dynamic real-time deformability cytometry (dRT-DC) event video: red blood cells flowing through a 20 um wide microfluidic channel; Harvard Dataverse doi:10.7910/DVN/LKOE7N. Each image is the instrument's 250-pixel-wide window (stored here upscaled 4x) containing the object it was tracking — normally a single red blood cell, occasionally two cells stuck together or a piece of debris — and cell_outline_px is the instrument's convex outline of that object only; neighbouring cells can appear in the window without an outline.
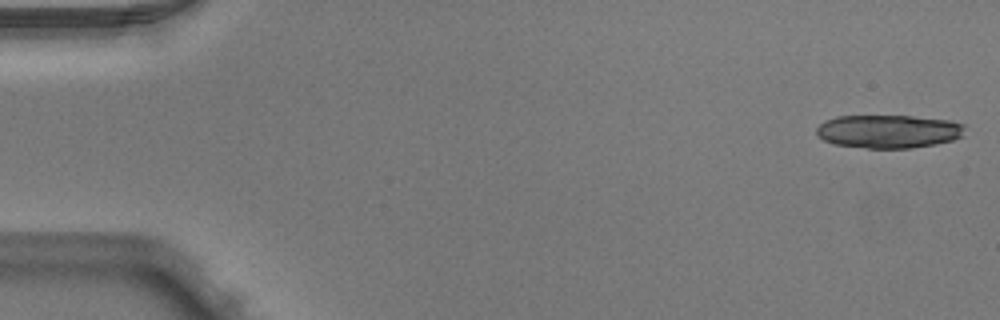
{"species": "Egyptian fruit bat (a non-hibernating species)", "species_latin": "Rousettus aegyptiacus", "temperature_condition": "warm", "stored_images_in_passage": 4, "camera_frame_rate_fps": 3000, "um_per_image_px": 0.085, "animal": {"sex": "male"}, "frame": {"image": 1, "passage_image": 1, "time_ms": 0.0, "image_size_px": [1000, 320], "cell_outline_px": [[964, 136], [952, 140], [936, 144], [912, 148], [868, 148], [836, 144], [824, 140], [816, 136], [816, 128], [824, 120], [836, 116], [912, 116], [952, 120], [964, 124]], "centroid_in_image_um": [75.54, 11.16], "position_along_channel_um": 9.5, "area_um2": 29.02}}
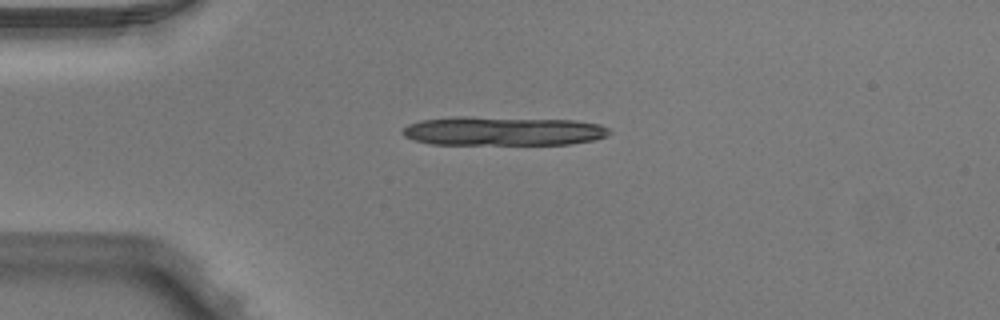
{"frame": {"image": 2, "passage_image": 4, "time_ms": 1.0, "image_size_px": [1000, 320], "cell_outline_px": [[612, 132], [608, 136], [592, 140], [568, 144], [432, 144], [416, 140], [404, 136], [400, 132], [408, 124], [420, 120], [460, 116], [468, 116], [576, 120], [600, 124], [608, 128]], "centroid_in_image_um": [42.77, 11.13], "position_along_channel_um": 42.2, "area_um2": 35.14}}